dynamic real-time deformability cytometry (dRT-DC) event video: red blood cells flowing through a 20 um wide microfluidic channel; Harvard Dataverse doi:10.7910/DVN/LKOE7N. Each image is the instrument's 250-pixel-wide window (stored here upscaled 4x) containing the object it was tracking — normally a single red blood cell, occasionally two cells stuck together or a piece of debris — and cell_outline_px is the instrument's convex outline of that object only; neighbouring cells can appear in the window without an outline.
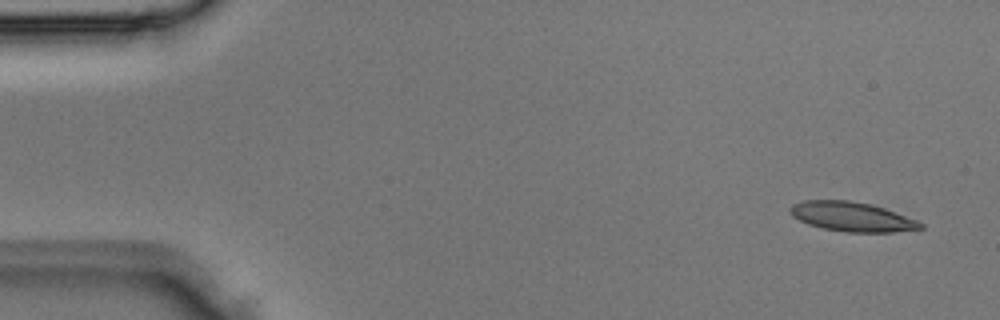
{"species": "Egyptian fruit bat (a non-hibernating species)", "species_latin": "Rousettus aegyptiacus", "temperature_condition": "room temperature", "stored_images_in_passage": 3, "camera_frame_rate_fps": 3000, "um_per_image_px": 0.085, "animal": {"sex": "male"}, "frame": {"image": 1, "passage_image": 1, "time_ms": 0.0, "image_size_px": [1000, 320], "cell_outline_px": [[924, 228], [892, 232], [848, 232], [824, 228], [808, 224], [792, 216], [788, 212], [788, 208], [792, 204], [804, 200], [848, 200], [868, 204], [884, 208], [916, 220], [924, 224]], "centroid_in_image_um": [72.37, 18.41], "position_along_channel_um": 12.6, "area_um2": 22.2}}
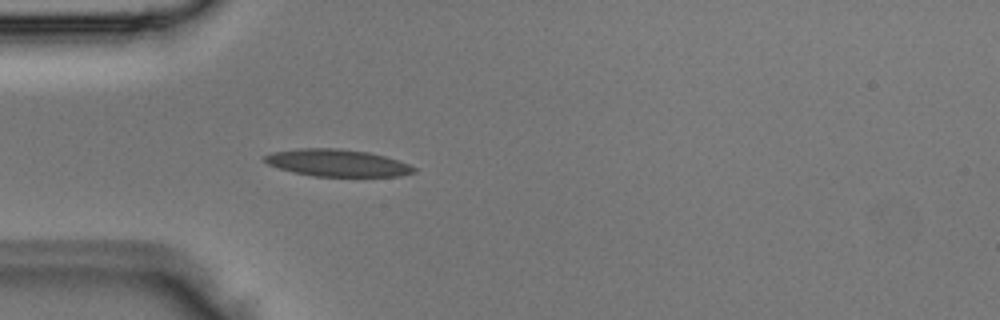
{"frame": {"image": 2, "passage_image": 3, "time_ms": 0.667, "image_size_px": [1000, 320], "cell_outline_px": [[416, 172], [400, 176], [312, 176], [292, 172], [268, 164], [264, 160], [264, 156], [272, 152], [300, 148], [340, 148], [368, 152], [384, 156], [408, 164], [416, 168]], "centroid_in_image_um": [28.66, 13.84], "position_along_channel_um": 56.3, "area_um2": 23.47}}